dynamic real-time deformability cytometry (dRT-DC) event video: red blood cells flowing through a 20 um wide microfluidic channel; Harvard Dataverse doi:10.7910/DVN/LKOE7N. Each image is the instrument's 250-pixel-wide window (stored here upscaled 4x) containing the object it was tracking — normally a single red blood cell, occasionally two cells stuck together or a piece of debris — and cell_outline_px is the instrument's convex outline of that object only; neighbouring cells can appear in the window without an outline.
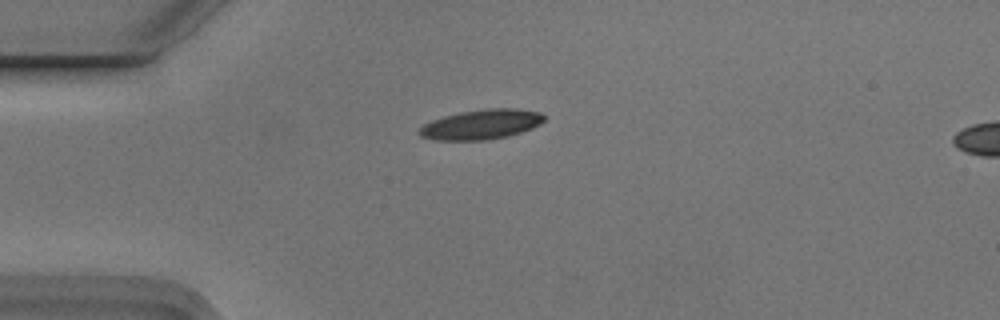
{"species": "Egyptian fruit bat (a non-hibernating species)", "species_latin": "Rousettus aegyptiacus", "temperature_condition": "cold", "stored_images_in_passage": 5, "camera_frame_rate_fps": 3000, "um_per_image_px": 0.085, "animal": {"sex": "male"}, "frame": {"image": 1, "passage_image": 1, "time_ms": 0.0, "image_size_px": [1000, 320], "cell_outline_px": [[544, 120], [540, 124], [532, 128], [508, 136], [488, 140], [436, 140], [420, 136], [416, 132], [424, 124], [432, 120], [444, 116], [460, 112], [488, 108], [512, 108], [540, 112], [544, 116]], "centroid_in_image_um": [40.89, 10.58], "position_along_channel_um": 44.1, "area_um2": 21.68}}
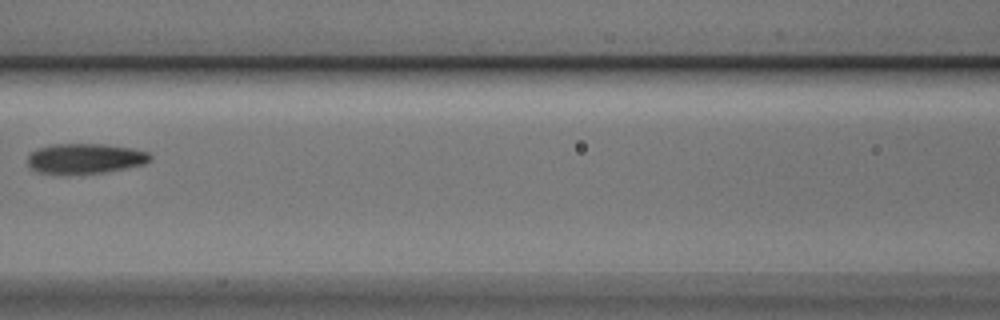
{"frame": {"image": 2, "passage_image": 4, "time_ms": 1.0, "image_size_px": [1000, 320], "cell_outline_px": [[152, 160], [144, 164], [104, 172], [36, 172], [28, 168], [28, 156], [36, 148], [52, 144], [104, 144], [132, 148], [148, 152], [152, 156]], "centroid_in_image_um": [7.24, 13.44], "position_along_channel_um": 159.4, "area_um2": 21.15}}
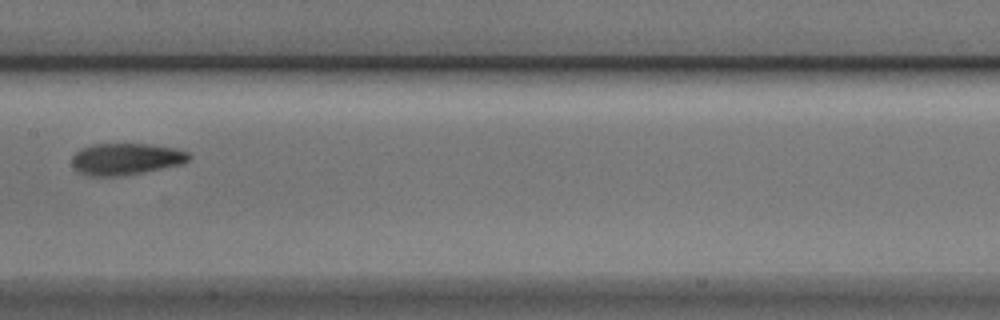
{"frame": {"image": 3, "passage_image": 5, "time_ms": 1.333, "image_size_px": [1000, 320], "cell_outline_px": [[192, 156], [188, 160], [180, 164], [144, 172], [120, 176], [88, 176], [76, 172], [72, 168], [72, 156], [80, 148], [92, 144], [148, 144], [176, 148], [188, 152]], "centroid_in_image_um": [10.65, 13.52], "position_along_channel_um": 196.7, "area_um2": 21.79}}